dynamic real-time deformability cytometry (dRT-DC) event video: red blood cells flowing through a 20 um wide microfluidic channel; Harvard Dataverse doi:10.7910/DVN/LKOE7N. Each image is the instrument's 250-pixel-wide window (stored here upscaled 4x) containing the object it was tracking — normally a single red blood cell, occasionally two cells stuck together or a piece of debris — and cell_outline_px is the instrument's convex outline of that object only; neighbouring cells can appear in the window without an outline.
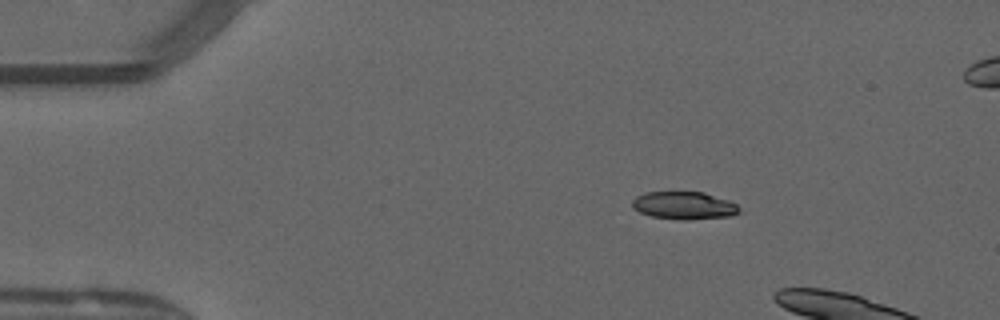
{"species": "common noctule bat (a hibernating species)", "species_latin": "Nyctalus noctula", "temperature_condition": "warm", "stored_images_in_passage": 9, "camera_frame_rate_fps": 3000, "um_per_image_px": 0.085, "animal": {"sex": "male", "forearm_length_mm": 52.5}, "frame": {"image": 1, "passage_image": 4, "time_ms": 1.0, "image_size_px": [1000, 320], "cell_outline_px": [[744, 212], [732, 216], [688, 220], [680, 220], [652, 216], [640, 212], [632, 208], [632, 200], [636, 196], [644, 192], [704, 192], [728, 200], [736, 204]], "centroid_in_image_um": [58.17, 17.47], "position_along_channel_um": 26.8, "area_um2": 17.51}}